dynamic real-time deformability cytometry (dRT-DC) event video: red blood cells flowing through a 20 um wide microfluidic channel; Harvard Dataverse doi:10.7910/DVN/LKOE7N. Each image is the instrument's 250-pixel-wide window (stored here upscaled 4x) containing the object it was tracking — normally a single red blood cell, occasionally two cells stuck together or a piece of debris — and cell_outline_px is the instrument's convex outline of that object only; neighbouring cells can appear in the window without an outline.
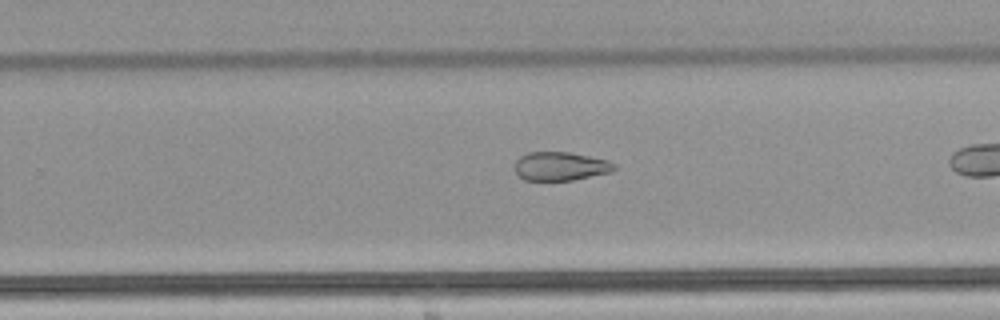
{"species": "common noctule bat (a hibernating species)", "species_latin": "Nyctalus noctula", "temperature_condition": "warm", "stored_images_in_passage": 26, "camera_frame_rate_fps": 3000, "um_per_image_px": 0.085, "animal": {"sex": "male", "body_mass_g": 21.5, "forearm_length_mm": 52.0}, "frame": {"image": 1, "passage_image": 19, "time_ms": 6.0, "image_size_px": [1000, 320], "cell_outline_px": [[616, 168], [608, 172], [572, 180], [524, 180], [516, 172], [516, 160], [520, 156], [528, 152], [568, 152], [608, 160], [616, 164]], "centroid_in_image_um": [47.62, 14.12], "position_along_channel_um": 282.2, "area_um2": 16.36}}